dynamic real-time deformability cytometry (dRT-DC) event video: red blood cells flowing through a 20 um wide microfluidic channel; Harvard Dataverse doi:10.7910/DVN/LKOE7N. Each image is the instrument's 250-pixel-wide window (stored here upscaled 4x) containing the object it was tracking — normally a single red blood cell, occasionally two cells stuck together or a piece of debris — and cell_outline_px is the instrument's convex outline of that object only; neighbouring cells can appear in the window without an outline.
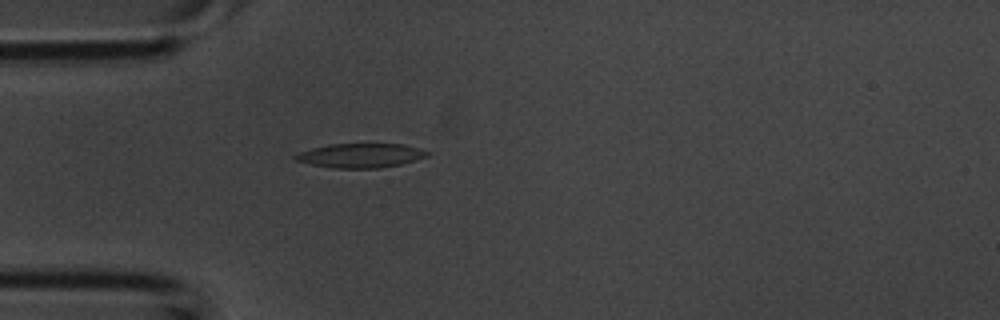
{"species": "common noctule bat (a hibernating species)", "species_latin": "Nyctalus noctula", "temperature_condition": "room temperature", "stored_images_in_passage": 30, "camera_frame_rate_fps": 3000, "um_per_image_px": 0.085, "animal": {"sex": "male", "body_mass_g": 20.1, "forearm_length_mm": 53.5}, "frame": {"image": 1, "passage_image": 2, "time_ms": 0.333, "image_size_px": [1000, 320], "cell_outline_px": [[428, 156], [416, 160], [400, 164], [380, 168], [332, 168], [292, 160], [292, 156], [296, 152], [328, 144], [404, 144], [428, 152]], "centroid_in_image_um": [30.57, 13.22], "position_along_channel_um": 54.4, "area_um2": 18.67}}
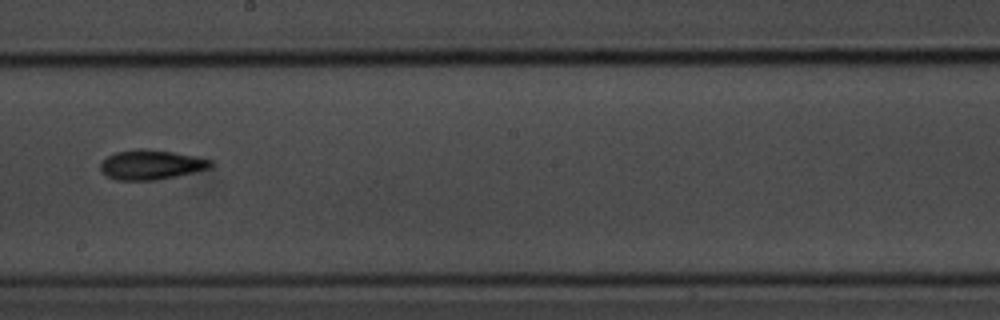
{"frame": {"image": 2, "passage_image": 14, "time_ms": 4.333, "image_size_px": [1000, 320], "cell_outline_px": [[212, 164], [208, 168], [176, 176], [156, 180], [116, 180], [100, 172], [100, 164], [108, 156], [116, 152], [136, 148], [144, 148], [172, 152], [196, 156], [212, 160]], "centroid_in_image_um": [12.8, 13.99], "position_along_channel_um": 235.4, "area_um2": 18.96}}
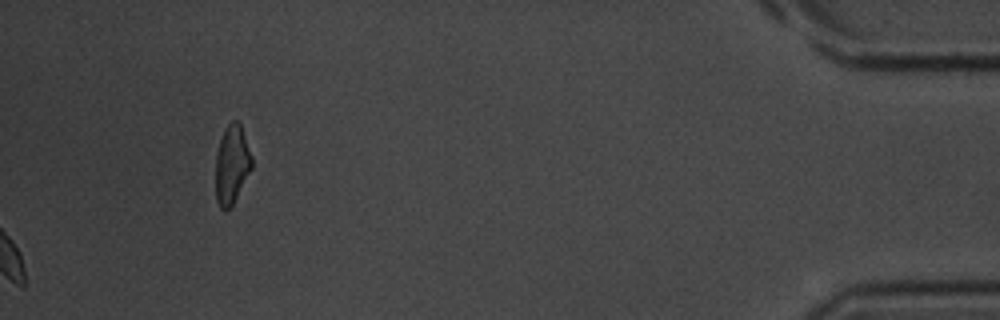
{"frame": {"image": 3, "passage_image": 30, "time_ms": 9.667, "image_size_px": [1000, 320], "cell_outline_px": [[252, 168], [232, 204], [224, 212], [220, 208], [216, 200], [216, 152], [224, 128], [232, 120], [240, 120], [252, 156]], "centroid_in_image_um": [19.71, 13.93], "position_along_channel_um": 415.5, "area_um2": 16.7}}